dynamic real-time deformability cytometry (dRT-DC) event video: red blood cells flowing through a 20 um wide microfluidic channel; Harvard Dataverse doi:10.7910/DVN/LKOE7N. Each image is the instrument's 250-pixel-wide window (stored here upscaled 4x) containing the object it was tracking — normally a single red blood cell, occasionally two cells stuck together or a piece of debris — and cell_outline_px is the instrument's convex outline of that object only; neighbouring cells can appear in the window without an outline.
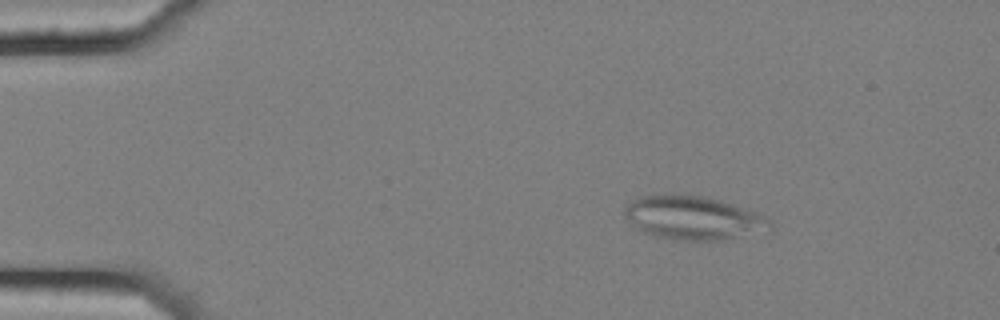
{"species": "common noctule bat (a hibernating species)", "species_latin": "Nyctalus noctula", "temperature_condition": "cold", "stored_images_in_passage": 3, "camera_frame_rate_fps": 3000, "um_per_image_px": 0.085, "animal": {"sex": "female", "body_mass_g": 25.1}, "frame": {"image": 1, "passage_image": 1, "time_ms": 0.0, "image_size_px": [1000, 320], "cell_outline_px": [[772, 228], [720, 240], [676, 240], [656, 236], [644, 232], [636, 228], [624, 216], [624, 208], [632, 200], [640, 196], [664, 192], [704, 196], [720, 200], [768, 216], [772, 220]], "centroid_in_image_um": [58.87, 18.48], "position_along_channel_um": 26.1, "area_um2": 37.17}}